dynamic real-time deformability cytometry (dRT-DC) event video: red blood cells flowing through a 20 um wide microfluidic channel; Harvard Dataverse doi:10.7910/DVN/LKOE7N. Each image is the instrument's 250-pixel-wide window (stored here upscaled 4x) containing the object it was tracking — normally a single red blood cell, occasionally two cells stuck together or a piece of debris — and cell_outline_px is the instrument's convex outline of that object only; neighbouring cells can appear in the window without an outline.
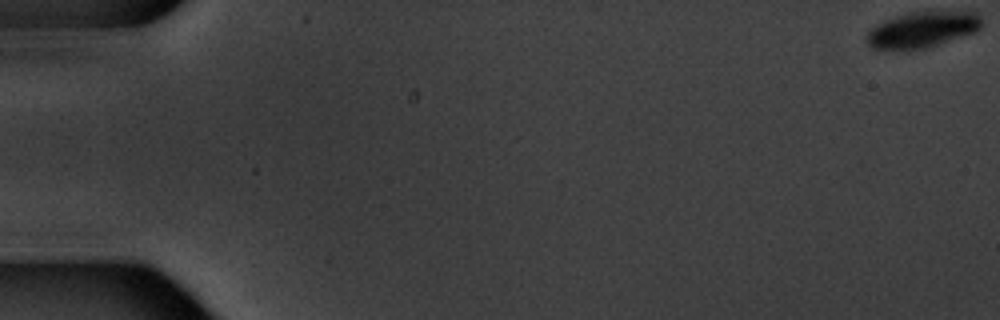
{"species": "common noctule bat (a hibernating species)", "species_latin": "Nyctalus noctula", "temperature_condition": "warm", "stored_images_in_passage": 16, "camera_frame_rate_fps": 3000, "um_per_image_px": 0.085, "animal": {"sex": "male", "body_mass_g": 20.1, "forearm_length_mm": 53.5}, "frame": {"image": 1, "passage_image": 1, "time_ms": 0.0, "image_size_px": [1000, 320], "cell_outline_px": [[984, 24], [976, 32], [928, 48], [872, 48], [868, 44], [868, 32], [876, 24], [896, 16], [908, 12], [976, 12], [980, 16]], "centroid_in_image_um": [78.47, 2.5], "position_along_channel_um": 6.5, "area_um2": 23.64}}
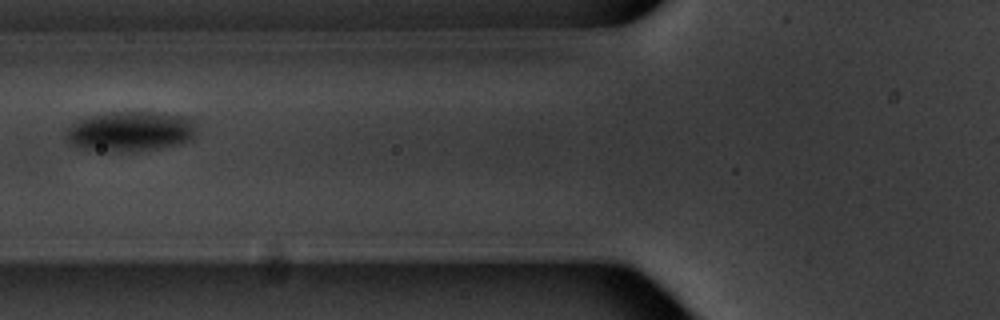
{"frame": {"image": 2, "passage_image": 7, "time_ms": 8.0, "image_size_px": [1000, 320], "cell_outline_px": [[196, 136], [192, 140], [180, 144], [132, 152], [76, 148], [68, 144], [64, 136], [64, 128], [76, 120], [84, 116], [116, 112], [152, 112], [184, 116], [196, 120]], "centroid_in_image_um": [11.03, 11.16], "position_along_channel_um": 114.8, "area_um2": 31.15}}
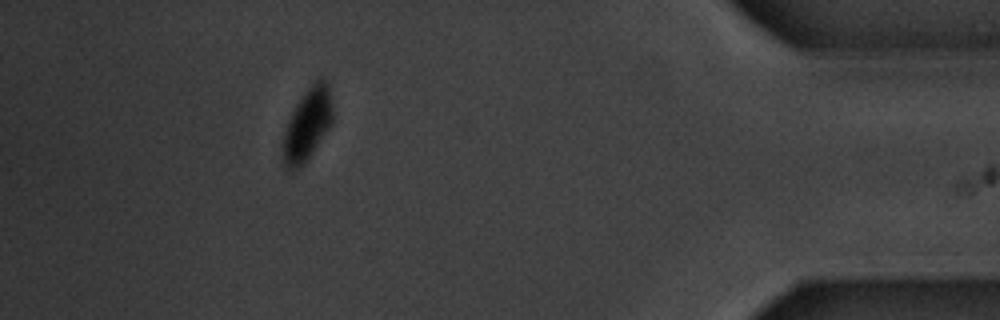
{"frame": {"image": 3, "passage_image": 15, "time_ms": 18.0, "image_size_px": [1000, 320], "cell_outline_px": [[332, 124], [308, 160], [300, 168], [292, 172], [288, 168], [284, 160], [284, 132], [288, 120], [296, 104], [304, 92], [320, 76], [328, 84], [332, 100]], "centroid_in_image_um": [26.16, 10.58], "position_along_channel_um": 409.0, "area_um2": 20.81}, "authors_computed_cell_mechanics": {"area_um2": 27.5995, "velocity_mm_per_s": 3.4245, "shape_relaxation_time_tau1_ms": 1.4539, "shape_relaxation_time_tau2_ms": null, "deformation_change_tau1": 0.0618, "deformation_change_tau2": null}}